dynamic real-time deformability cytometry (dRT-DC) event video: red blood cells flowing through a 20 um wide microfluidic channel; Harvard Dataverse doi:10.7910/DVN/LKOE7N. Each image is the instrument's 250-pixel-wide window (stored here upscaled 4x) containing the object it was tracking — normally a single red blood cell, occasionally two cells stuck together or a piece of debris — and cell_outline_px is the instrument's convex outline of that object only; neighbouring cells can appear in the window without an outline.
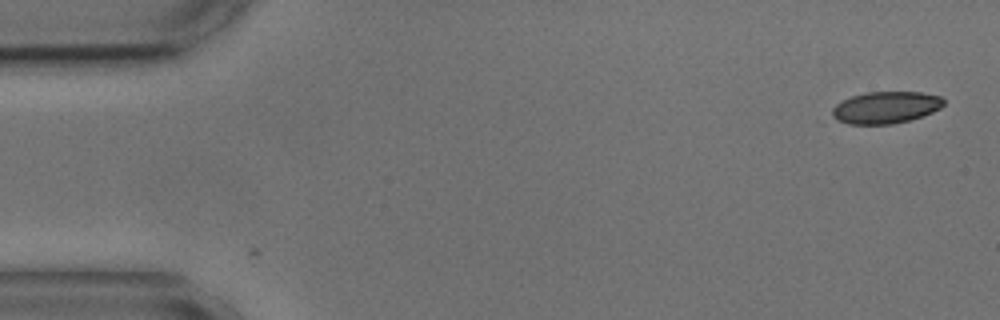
{"species": "common noctule bat (a hibernating species)", "species_latin": "Nyctalus noctula", "temperature_condition": "cold", "stored_images_in_passage": 2, "camera_frame_rate_fps": 3000, "um_per_image_px": 0.085, "animal": {"sex": "male", "body_mass_g": 17.9, "forearm_length_mm": 54.2}, "frame": {"image": 1, "passage_image": 2, "time_ms": 0.333, "image_size_px": [1000, 320], "cell_outline_px": [[944, 104], [940, 108], [924, 116], [892, 124], [848, 124], [836, 120], [832, 116], [832, 108], [836, 104], [852, 96], [868, 92], [920, 92], [940, 96], [944, 100]], "centroid_in_image_um": [75.28, 9.14], "position_along_channel_um": 9.7, "area_um2": 20.69}}